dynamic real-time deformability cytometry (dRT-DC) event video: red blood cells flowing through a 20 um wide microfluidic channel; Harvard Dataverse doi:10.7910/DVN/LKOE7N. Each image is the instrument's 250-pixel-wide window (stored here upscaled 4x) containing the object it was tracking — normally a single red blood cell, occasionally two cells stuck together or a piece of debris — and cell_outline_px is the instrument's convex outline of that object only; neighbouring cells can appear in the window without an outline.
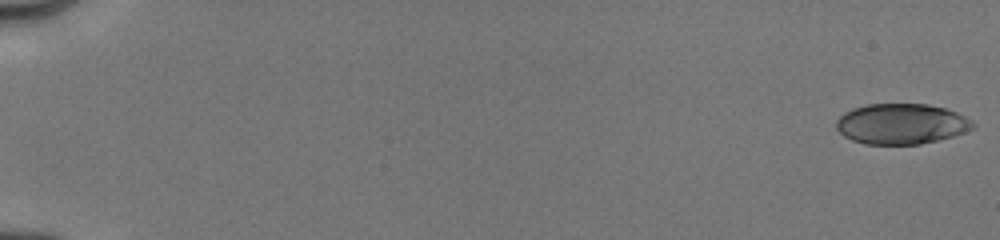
{"species": "human", "species_latin": "Homo sapiens", "temperature_condition": "cold", "stored_images_in_passage": 44, "camera_frame_rate_fps": 3000, "um_per_image_px": 0.085, "donor": {"sex": "male"}, "frame": {"image": 1, "passage_image": 1, "time_ms": 0.0, "image_size_px": [1000, 240], "cell_outline_px": [[976, 124], [972, 128], [964, 132], [952, 136], [920, 144], [864, 144], [852, 140], [844, 136], [836, 128], [836, 120], [844, 112], [852, 108], [868, 104], [928, 104], [944, 108], [956, 112], [972, 120]], "centroid_in_image_um": [76.59, 10.52], "position_along_channel_um": 8.4, "area_um2": 32.19}}
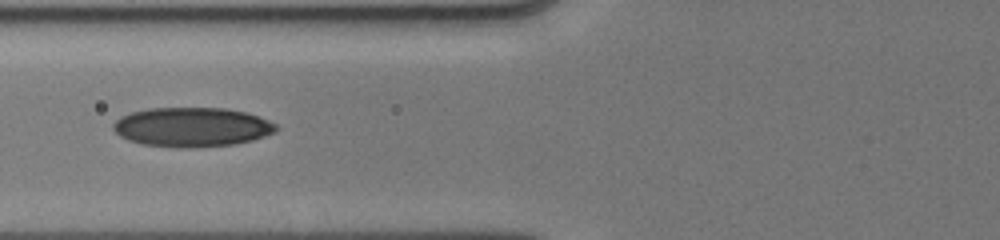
{"frame": {"image": 2, "passage_image": 25, "time_ms": 7.333, "image_size_px": [1000, 240], "cell_outline_px": [[280, 128], [276, 132], [252, 140], [236, 144], [192, 148], [180, 148], [144, 144], [128, 140], [120, 136], [112, 128], [112, 124], [120, 116], [132, 112], [148, 108], [224, 108], [244, 112], [260, 116], [276, 124]], "centroid_in_image_um": [16.33, 10.8], "position_along_channel_um": 109.5, "area_um2": 37.57}}
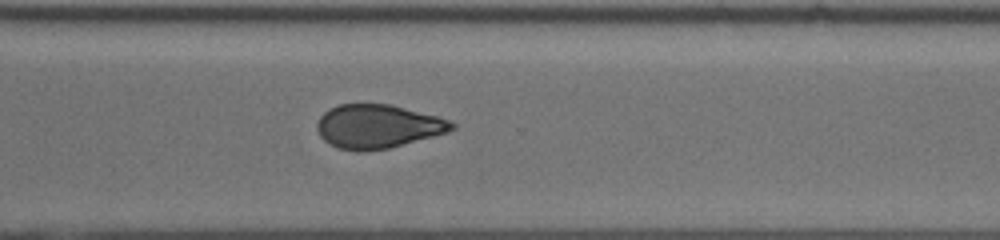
{"frame": {"image": 3, "passage_image": 44, "time_ms": 13.0, "image_size_px": [1000, 240], "cell_outline_px": [[456, 128], [448, 132], [388, 148], [356, 152], [336, 148], [328, 144], [320, 136], [316, 128], [316, 124], [320, 116], [324, 112], [340, 104], [388, 104], [440, 116], [456, 124]], "centroid_in_image_um": [32.09, 10.75], "position_along_channel_um": 338.5, "area_um2": 34.39}}